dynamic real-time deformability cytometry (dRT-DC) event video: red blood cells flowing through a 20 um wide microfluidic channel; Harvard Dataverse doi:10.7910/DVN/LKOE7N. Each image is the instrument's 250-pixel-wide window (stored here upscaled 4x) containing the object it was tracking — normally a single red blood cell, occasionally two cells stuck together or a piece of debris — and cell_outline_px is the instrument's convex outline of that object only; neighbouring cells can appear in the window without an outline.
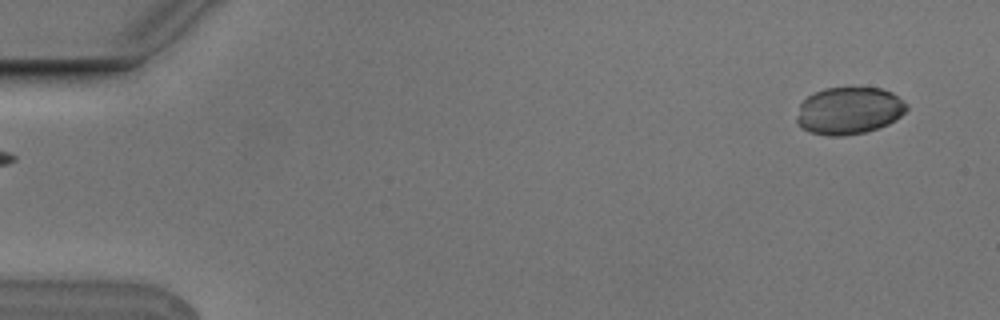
{"species": "Egyptian fruit bat (a non-hibernating species)", "species_latin": "Rousettus aegyptiacus", "temperature_condition": "cold", "stored_images_in_passage": 2, "segment_of_instrument_passage": [2, 2], "camera_frame_rate_fps": 3000, "um_per_image_px": 0.085, "animal": {"sex": "male"}, "frame": {"image": 1, "passage_image": 2, "time_ms": 0.333, "image_size_px": [1000, 320], "cell_outline_px": [[908, 108], [896, 120], [888, 124], [864, 132], [844, 136], [832, 136], [808, 132], [800, 128], [796, 120], [796, 116], [800, 104], [808, 96], [824, 88], [880, 88], [892, 92], [908, 104]], "centroid_in_image_um": [72.15, 9.41], "position_along_channel_um": 12.8, "area_um2": 30.29}}